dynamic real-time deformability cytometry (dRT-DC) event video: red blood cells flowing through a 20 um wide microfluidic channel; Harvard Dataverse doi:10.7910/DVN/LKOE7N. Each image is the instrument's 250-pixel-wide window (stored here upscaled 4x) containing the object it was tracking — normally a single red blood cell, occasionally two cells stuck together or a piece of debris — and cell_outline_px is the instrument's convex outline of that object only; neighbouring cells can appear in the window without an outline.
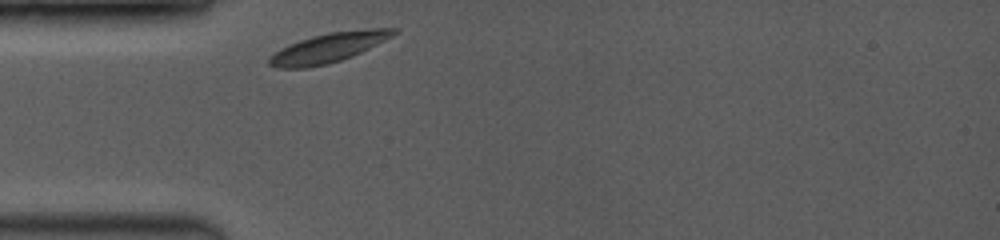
{"species": "common noctule bat (a hibernating species)", "species_latin": "Nyctalus noctula", "temperature_condition": "room temperature", "stored_images_in_passage": 6, "camera_frame_rate_fps": 3500, "um_per_image_px": 0.085, "animal": {"sex": "female", "body_mass_g": 19.0, "forearm_length_mm": 53.3}, "frame": {"image": 1, "passage_image": 1, "time_ms": 0.0, "image_size_px": [1000, 240], "cell_outline_px": [[400, 32], [352, 56], [328, 64], [304, 68], [276, 68], [268, 64], [268, 56], [280, 48], [288, 44], [312, 36], [328, 32], [368, 28], [396, 28]], "centroid_in_image_um": [27.88, 4.05], "position_along_channel_um": 57.1, "area_um2": 21.44}}
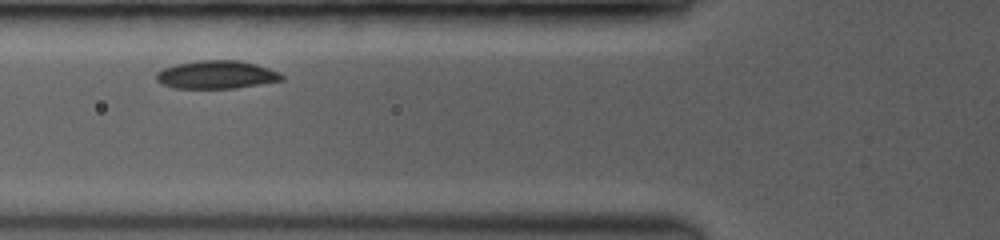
{"frame": {"image": 2, "passage_image": 4, "time_ms": 1.429, "image_size_px": [1000, 240], "cell_outline_px": [[284, 80], [236, 88], [176, 88], [164, 84], [156, 80], [156, 72], [164, 68], [176, 64], [196, 60], [240, 60], [256, 64], [280, 72], [284, 76]], "centroid_in_image_um": [18.43, 6.34], "position_along_channel_um": 107.4, "area_um2": 20.58}}
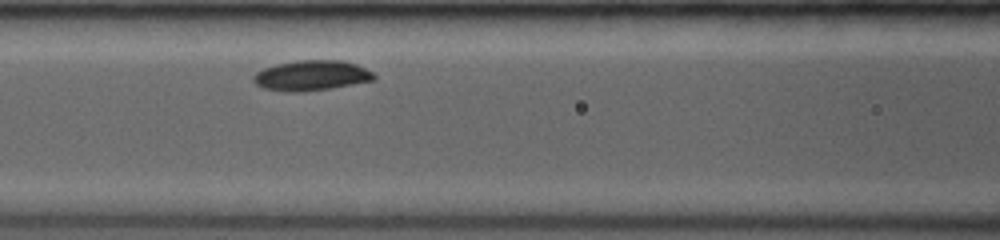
{"frame": {"image": 3, "passage_image": 6, "time_ms": 2.286, "image_size_px": [1000, 240], "cell_outline_px": [[376, 80], [328, 88], [296, 92], [288, 92], [264, 88], [256, 84], [252, 80], [252, 76], [256, 72], [264, 68], [276, 64], [296, 60], [344, 60], [356, 64], [372, 72], [376, 76]], "centroid_in_image_um": [26.46, 6.4], "position_along_channel_um": 140.1, "area_um2": 21.15}}